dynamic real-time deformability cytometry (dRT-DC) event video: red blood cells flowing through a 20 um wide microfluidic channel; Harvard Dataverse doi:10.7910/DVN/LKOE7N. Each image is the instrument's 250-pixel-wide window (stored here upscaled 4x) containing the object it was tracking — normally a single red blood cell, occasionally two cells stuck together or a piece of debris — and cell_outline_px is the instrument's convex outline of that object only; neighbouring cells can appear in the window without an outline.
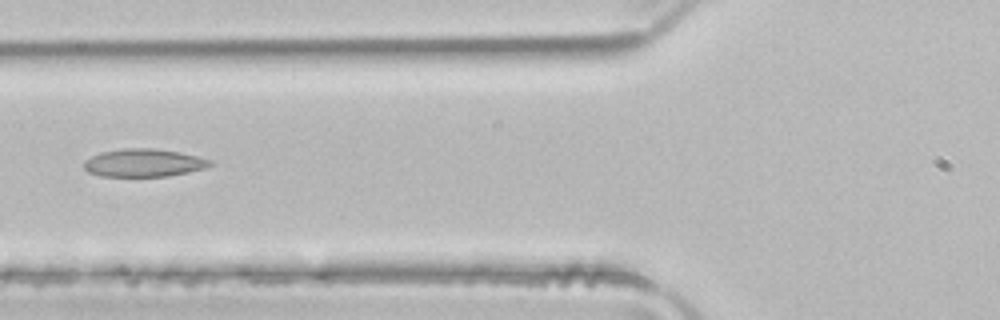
{"species": "common noctule bat (a hibernating species)", "species_latin": "Nyctalus noctula", "temperature_condition": "room temperature", "stored_images_in_passage": 4, "camera_frame_rate_fps": 3000, "um_per_image_px": 0.085, "animal": {"sex": "male", "body_mass_g": 21.5, "forearm_length_mm": 52.0}, "frame": {"image": 1, "passage_image": 4, "time_ms": 1.0, "image_size_px": [1000, 320], "cell_outline_px": [[212, 164], [204, 168], [188, 172], [168, 176], [100, 176], [88, 172], [84, 168], [84, 160], [100, 152], [124, 148], [152, 148], [180, 152], [212, 160]], "centroid_in_image_um": [12.19, 13.84], "position_along_channel_um": 113.6, "area_um2": 20.46}}